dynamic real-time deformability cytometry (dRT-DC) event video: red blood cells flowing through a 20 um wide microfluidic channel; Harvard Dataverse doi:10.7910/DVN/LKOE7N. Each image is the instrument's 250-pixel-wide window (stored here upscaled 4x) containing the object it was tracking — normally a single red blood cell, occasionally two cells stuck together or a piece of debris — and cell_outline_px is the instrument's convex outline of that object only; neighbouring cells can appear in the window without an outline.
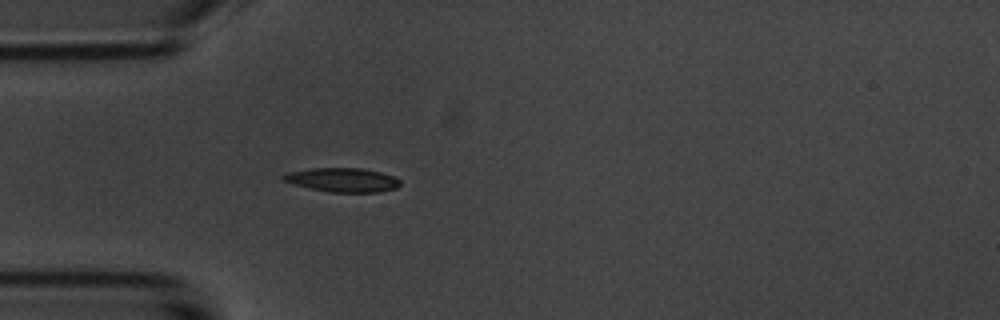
{"species": "common noctule bat (a hibernating species)", "species_latin": "Nyctalus noctula", "temperature_condition": "room temperature", "stored_images_in_passage": 2, "camera_frame_rate_fps": 3000, "um_per_image_px": 0.085, "animal": {"sex": "male", "body_mass_g": 20.1, "forearm_length_mm": 53.5}, "frame": {"image": 1, "passage_image": 2, "time_ms": 1.0, "image_size_px": [1000, 320], "cell_outline_px": [[400, 184], [396, 188], [380, 192], [328, 192], [280, 180], [280, 176], [288, 172], [312, 168], [360, 168], [380, 172], [392, 176], [400, 180]], "centroid_in_image_um": [29.1, 15.29], "position_along_channel_um": 55.9, "area_um2": 16.24}}